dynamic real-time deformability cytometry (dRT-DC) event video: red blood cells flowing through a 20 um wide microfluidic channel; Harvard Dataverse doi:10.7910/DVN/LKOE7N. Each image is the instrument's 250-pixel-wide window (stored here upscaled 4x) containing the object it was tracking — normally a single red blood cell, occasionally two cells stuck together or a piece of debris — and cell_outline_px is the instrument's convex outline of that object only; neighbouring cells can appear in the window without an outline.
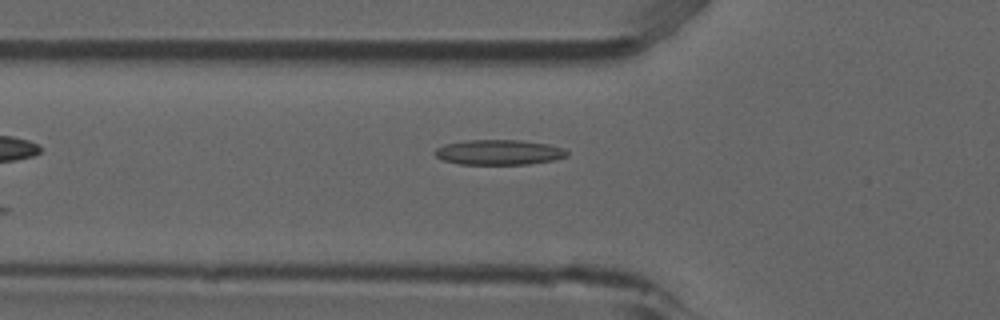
{"species": "common noctule bat (a hibernating species)", "species_latin": "Nyctalus noctula", "temperature_condition": "room temperature", "stored_images_in_passage": 4, "camera_frame_rate_fps": 3000, "um_per_image_px": 0.085, "animal": {"sex": "male", "forearm_length_mm": 52.5}, "frame": {"image": 1, "passage_image": 4, "time_ms": 1.0, "image_size_px": [1000, 320], "cell_outline_px": [[568, 156], [552, 160], [528, 164], [460, 164], [444, 160], [436, 156], [436, 148], [444, 144], [468, 140], [520, 140], [548, 144], [564, 148], [568, 152]], "centroid_in_image_um": [42.43, 12.94], "position_along_channel_um": 83.4, "area_um2": 19.19}}